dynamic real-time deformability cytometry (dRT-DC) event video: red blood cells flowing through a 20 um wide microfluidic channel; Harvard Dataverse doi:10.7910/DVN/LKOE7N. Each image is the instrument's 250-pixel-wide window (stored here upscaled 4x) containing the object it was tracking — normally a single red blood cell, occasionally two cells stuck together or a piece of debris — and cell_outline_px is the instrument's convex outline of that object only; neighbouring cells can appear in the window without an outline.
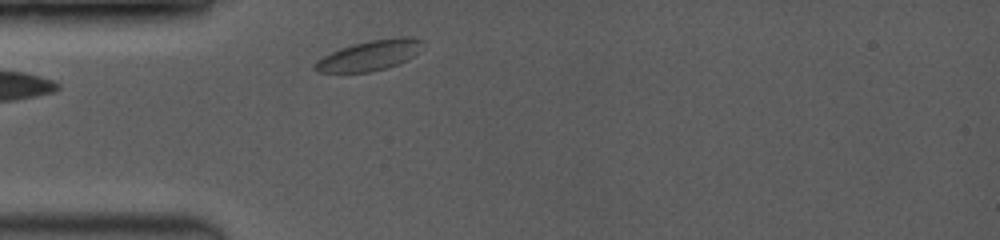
{"species": "common noctule bat (a hibernating species)", "species_latin": "Nyctalus noctula", "temperature_condition": "room temperature", "stored_images_in_passage": 4, "camera_frame_rate_fps": 3500, "um_per_image_px": 0.085, "animal": {"sex": "female", "body_mass_g": 19.0, "forearm_length_mm": 53.3}, "frame": {"image": 1, "passage_image": 1, "time_ms": 0.0, "image_size_px": [1000, 240], "cell_outline_px": [[424, 40], [420, 52], [396, 64], [384, 68], [368, 72], [316, 72], [312, 68], [312, 64], [316, 60], [340, 48], [352, 44], [368, 40], [396, 36], [404, 36]], "centroid_in_image_um": [31.39, 4.69], "position_along_channel_um": 53.6, "area_um2": 19.02}}